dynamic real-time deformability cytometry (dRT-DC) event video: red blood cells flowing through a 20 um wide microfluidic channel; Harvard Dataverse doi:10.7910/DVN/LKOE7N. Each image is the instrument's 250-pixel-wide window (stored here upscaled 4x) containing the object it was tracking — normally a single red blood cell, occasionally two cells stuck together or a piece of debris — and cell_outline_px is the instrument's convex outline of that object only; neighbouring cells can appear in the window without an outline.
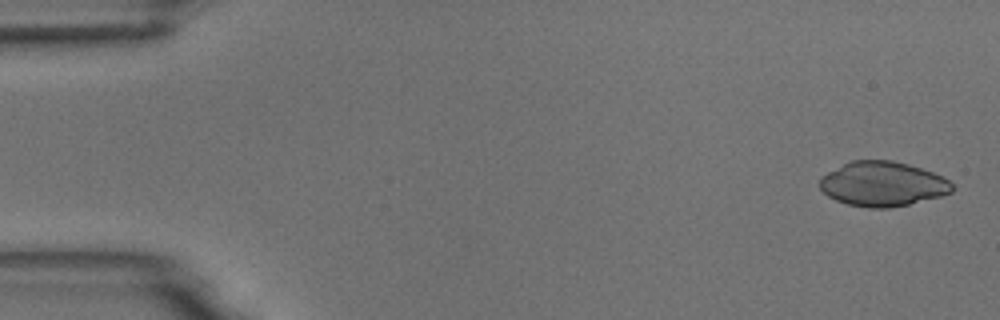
{"species": "common noctule bat (a hibernating species)", "species_latin": "Nyctalus noctula", "temperature_condition": "room temperature", "stored_images_in_passage": 54, "camera_frame_rate_fps": 3000, "um_per_image_px": 0.085, "animal": {"sex": "male", "body_mass_g": 18.8}, "frame": {"image": 1, "passage_image": 2, "time_ms": 0.333, "image_size_px": [1000, 320], "cell_outline_px": [[952, 192], [940, 196], [908, 204], [888, 208], [868, 208], [848, 204], [836, 200], [828, 196], [820, 188], [820, 176], [852, 160], [892, 160], [908, 164], [932, 172], [948, 180], [952, 184]], "centroid_in_image_um": [75.0, 15.64], "position_along_channel_um": 10.0, "area_um2": 34.16}}